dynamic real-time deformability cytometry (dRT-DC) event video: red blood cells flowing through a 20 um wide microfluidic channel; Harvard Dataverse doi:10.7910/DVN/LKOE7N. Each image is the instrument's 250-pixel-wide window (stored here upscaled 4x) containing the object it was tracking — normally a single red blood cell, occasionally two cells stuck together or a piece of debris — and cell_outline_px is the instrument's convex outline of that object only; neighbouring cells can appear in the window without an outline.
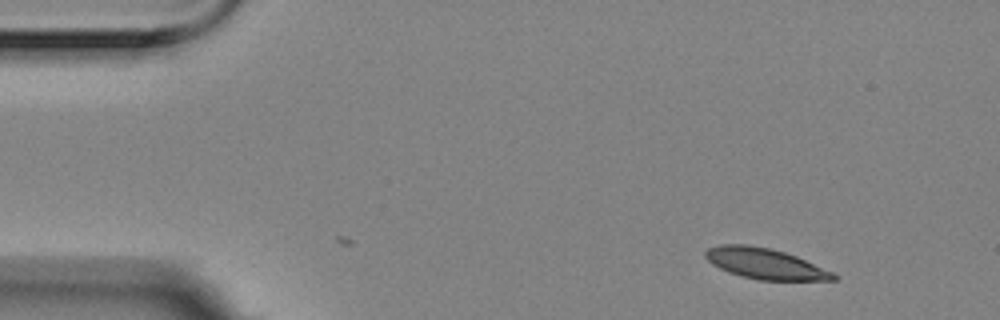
{"species": "Egyptian fruit bat (a non-hibernating species)", "species_latin": "Rousettus aegyptiacus", "temperature_condition": "room temperature", "stored_images_in_passage": 9, "camera_frame_rate_fps": 3000, "um_per_image_px": 0.085, "animal": {"sex": "female"}, "frame": {"image": 1, "passage_image": 1, "time_ms": 0.0, "image_size_px": [1000, 320], "cell_outline_px": [[840, 276], [836, 280], [760, 280], [728, 272], [712, 264], [704, 256], [704, 252], [708, 248], [720, 244], [748, 244], [772, 248], [796, 256], [832, 272]], "centroid_in_image_um": [65.02, 22.4], "position_along_channel_um": 20.0, "area_um2": 22.83}}